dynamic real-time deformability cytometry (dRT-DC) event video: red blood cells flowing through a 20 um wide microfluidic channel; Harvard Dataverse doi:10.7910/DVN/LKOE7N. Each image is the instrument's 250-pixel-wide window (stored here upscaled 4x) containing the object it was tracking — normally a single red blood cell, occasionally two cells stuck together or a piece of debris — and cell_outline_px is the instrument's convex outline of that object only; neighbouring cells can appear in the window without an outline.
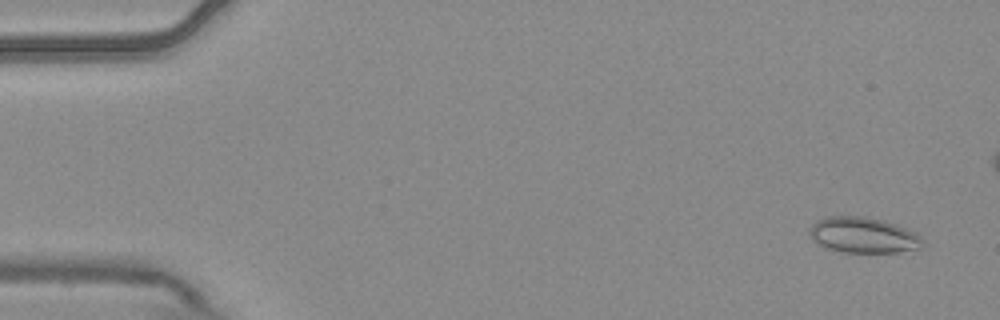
{"species": "common noctule bat (a hibernating species)", "species_latin": "Nyctalus noctula", "temperature_condition": "warm", "stored_images_in_passage": 6, "camera_frame_rate_fps": 3000, "um_per_image_px": 0.085, "animal": {"sex": "male", "body_mass_g": 20.4}, "frame": {"image": 1, "passage_image": 1, "time_ms": 0.0, "image_size_px": [1000, 320], "cell_outline_px": [[924, 244], [920, 248], [896, 252], [844, 252], [824, 248], [816, 244], [812, 240], [808, 232], [808, 228], [816, 220], [828, 216], [864, 216], [884, 220], [896, 224], [916, 232], [924, 240]], "centroid_in_image_um": [73.34, 19.98], "position_along_channel_um": 11.7, "area_um2": 23.93}}